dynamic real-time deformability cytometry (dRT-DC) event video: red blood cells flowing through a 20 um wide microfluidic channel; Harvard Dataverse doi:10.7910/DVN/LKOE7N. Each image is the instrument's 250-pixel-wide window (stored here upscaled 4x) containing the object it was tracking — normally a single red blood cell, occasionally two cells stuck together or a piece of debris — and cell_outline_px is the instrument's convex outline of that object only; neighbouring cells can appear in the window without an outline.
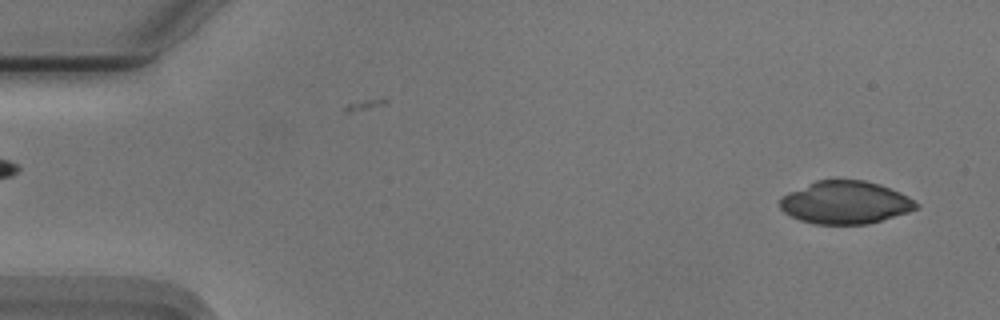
{"species": "Egyptian fruit bat (a non-hibernating species)", "species_latin": "Rousettus aegyptiacus", "temperature_condition": "cold", "stored_images_in_passage": 15, "camera_frame_rate_fps": 3000, "um_per_image_px": 0.085, "animal": {"sex": "male"}, "frame": {"image": 1, "passage_image": 2, "time_ms": 0.333, "image_size_px": [1000, 320], "cell_outline_px": [[920, 208], [908, 212], [868, 224], [816, 224], [800, 220], [784, 212], [780, 208], [780, 196], [788, 192], [816, 180], [864, 180], [880, 184], [900, 192], [908, 196], [920, 204]], "centroid_in_image_um": [71.86, 17.21], "position_along_channel_um": 13.1, "area_um2": 34.04}}